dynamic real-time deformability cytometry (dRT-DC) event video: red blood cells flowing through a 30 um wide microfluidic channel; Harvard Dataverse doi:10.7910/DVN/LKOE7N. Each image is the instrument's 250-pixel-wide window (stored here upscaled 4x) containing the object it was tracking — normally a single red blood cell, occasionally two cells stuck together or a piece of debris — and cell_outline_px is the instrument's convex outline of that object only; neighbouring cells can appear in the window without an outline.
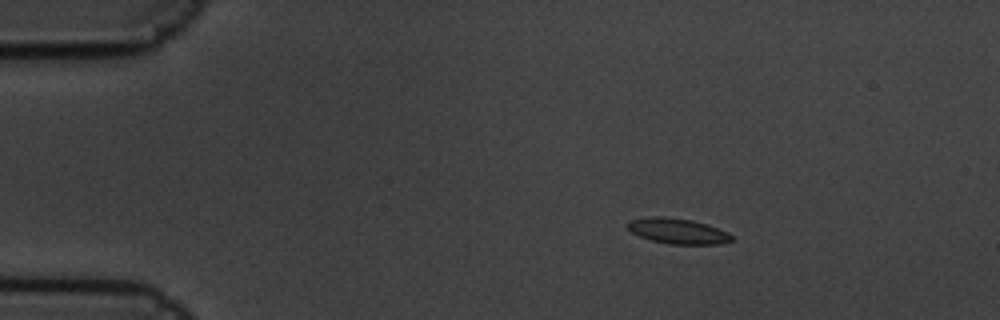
{"species": "common noctule bat (a hibernating species)", "species_latin": "Nyctalus noctula", "temperature_condition": "cold", "stored_images_in_passage": 3, "camera_frame_rate_fps": 3000, "um_per_image_px": 0.085, "animal": {"sex": "male", "body_mass_g": 19.5, "forearm_length_mm": 54.6}, "frame": {"image": 1, "passage_image": 1, "time_ms": 0.0, "image_size_px": [1000, 320], "cell_outline_px": [[732, 240], [716, 244], [668, 244], [652, 240], [640, 236], [632, 232], [628, 228], [628, 220], [652, 216], [660, 216], [692, 220], [728, 232], [732, 236]], "centroid_in_image_um": [57.57, 19.64], "position_along_channel_um": 27.4, "area_um2": 15.14}}